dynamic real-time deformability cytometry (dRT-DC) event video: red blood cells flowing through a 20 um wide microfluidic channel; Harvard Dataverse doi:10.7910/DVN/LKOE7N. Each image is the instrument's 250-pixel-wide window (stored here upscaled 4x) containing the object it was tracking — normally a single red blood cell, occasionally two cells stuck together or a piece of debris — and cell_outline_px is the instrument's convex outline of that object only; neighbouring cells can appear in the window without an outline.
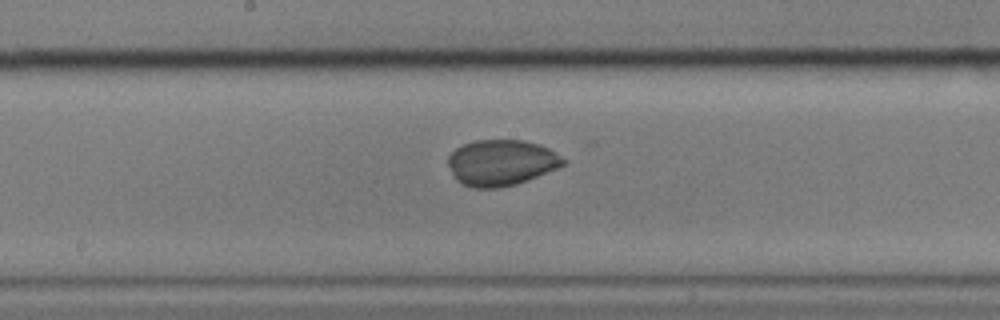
{"species": "common noctule bat (a hibernating species)", "species_latin": "Nyctalus noctula", "temperature_condition": "cold", "stored_images_in_passage": 43, "camera_frame_rate_fps": 3000, "um_per_image_px": 0.085, "animal": {"sex": "male", "body_mass_g": 17.9}, "frame": {"image": 1, "passage_image": 16, "time_ms": 5.0, "image_size_px": [1000, 320], "cell_outline_px": [[568, 160], [560, 168], [528, 180], [516, 184], [500, 188], [472, 188], [460, 184], [456, 180], [448, 164], [448, 156], [456, 148], [464, 144], [476, 140], [524, 140], [540, 144], [556, 152]], "centroid_in_image_um": [42.64, 13.83], "position_along_channel_um": 205.6, "area_um2": 31.21}}
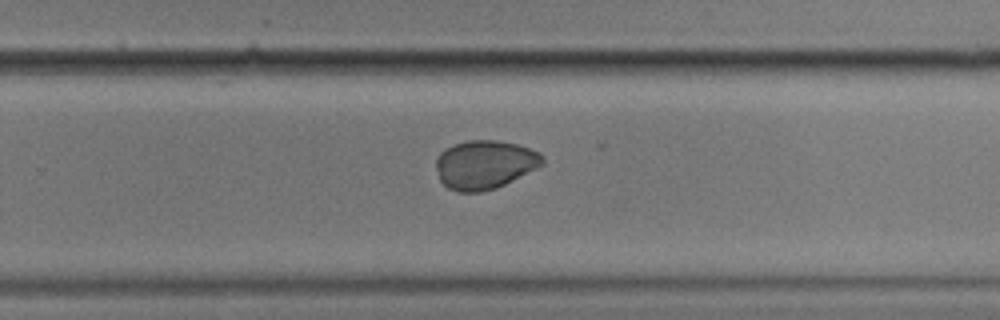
{"frame": {"image": 2, "passage_image": 23, "time_ms": 7.333, "image_size_px": [1000, 320], "cell_outline_px": [[544, 164], [496, 188], [480, 192], [456, 192], [448, 188], [440, 180], [436, 168], [436, 160], [440, 152], [452, 144], [468, 140], [496, 140], [516, 144], [540, 152], [544, 156]], "centroid_in_image_um": [41.18, 13.98], "position_along_channel_um": 288.6, "area_um2": 30.23}}
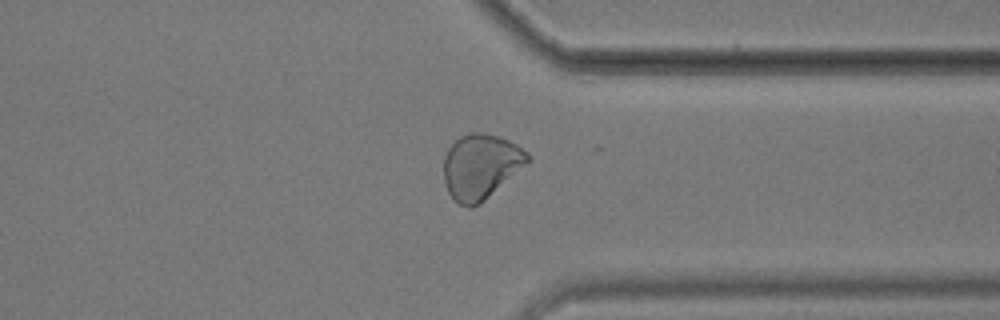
{"frame": {"image": 3, "passage_image": 30, "time_ms": 9.667, "image_size_px": [1000, 320], "cell_outline_px": [[532, 160], [480, 204], [472, 208], [468, 208], [460, 204], [448, 192], [444, 180], [444, 156], [448, 148], [460, 136], [468, 132], [484, 132], [508, 140], [516, 144], [528, 152], [532, 156]], "centroid_in_image_um": [40.88, 14.14], "position_along_channel_um": 370.5, "area_um2": 31.96}}